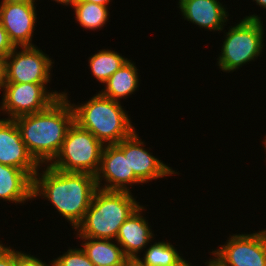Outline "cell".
Instances as JSON below:
<instances>
[{"label":"cell","instance_id":"cell-1","mask_svg":"<svg viewBox=\"0 0 266 266\" xmlns=\"http://www.w3.org/2000/svg\"><path fill=\"white\" fill-rule=\"evenodd\" d=\"M96 190V179L92 174L63 172L40 165L33 177L32 198L49 201L75 230L83 221Z\"/></svg>","mask_w":266,"mask_h":266},{"label":"cell","instance_id":"cell-2","mask_svg":"<svg viewBox=\"0 0 266 266\" xmlns=\"http://www.w3.org/2000/svg\"><path fill=\"white\" fill-rule=\"evenodd\" d=\"M68 95L65 91L45 110L14 119L28 152L39 165H49L54 160L75 122Z\"/></svg>","mask_w":266,"mask_h":266},{"label":"cell","instance_id":"cell-3","mask_svg":"<svg viewBox=\"0 0 266 266\" xmlns=\"http://www.w3.org/2000/svg\"><path fill=\"white\" fill-rule=\"evenodd\" d=\"M132 194L97 188L75 237L115 240L119 227L141 205Z\"/></svg>","mask_w":266,"mask_h":266},{"label":"cell","instance_id":"cell-4","mask_svg":"<svg viewBox=\"0 0 266 266\" xmlns=\"http://www.w3.org/2000/svg\"><path fill=\"white\" fill-rule=\"evenodd\" d=\"M71 104L75 122L90 131L103 145L118 144L136 131L128 111L121 105L123 103L104 97L99 92L85 103Z\"/></svg>","mask_w":266,"mask_h":266},{"label":"cell","instance_id":"cell-5","mask_svg":"<svg viewBox=\"0 0 266 266\" xmlns=\"http://www.w3.org/2000/svg\"><path fill=\"white\" fill-rule=\"evenodd\" d=\"M261 19L260 15L249 13L235 26L227 28L228 32L224 34V41L220 44V55L216 59L220 71L234 72L262 56L266 29Z\"/></svg>","mask_w":266,"mask_h":266},{"label":"cell","instance_id":"cell-6","mask_svg":"<svg viewBox=\"0 0 266 266\" xmlns=\"http://www.w3.org/2000/svg\"><path fill=\"white\" fill-rule=\"evenodd\" d=\"M104 145L76 122L69 128L62 146L49 166L63 172L96 175Z\"/></svg>","mask_w":266,"mask_h":266},{"label":"cell","instance_id":"cell-7","mask_svg":"<svg viewBox=\"0 0 266 266\" xmlns=\"http://www.w3.org/2000/svg\"><path fill=\"white\" fill-rule=\"evenodd\" d=\"M48 83H6L0 102V113L6 119L41 112L65 95L64 91L48 90Z\"/></svg>","mask_w":266,"mask_h":266},{"label":"cell","instance_id":"cell-8","mask_svg":"<svg viewBox=\"0 0 266 266\" xmlns=\"http://www.w3.org/2000/svg\"><path fill=\"white\" fill-rule=\"evenodd\" d=\"M211 250L214 266H266V228L231 234L224 244Z\"/></svg>","mask_w":266,"mask_h":266},{"label":"cell","instance_id":"cell-9","mask_svg":"<svg viewBox=\"0 0 266 266\" xmlns=\"http://www.w3.org/2000/svg\"><path fill=\"white\" fill-rule=\"evenodd\" d=\"M53 64L37 45L15 47L6 56V83H51Z\"/></svg>","mask_w":266,"mask_h":266},{"label":"cell","instance_id":"cell-10","mask_svg":"<svg viewBox=\"0 0 266 266\" xmlns=\"http://www.w3.org/2000/svg\"><path fill=\"white\" fill-rule=\"evenodd\" d=\"M95 179L97 188L103 190L132 192L130 188L143 185L134 173H129L128 138L118 144L104 145Z\"/></svg>","mask_w":266,"mask_h":266},{"label":"cell","instance_id":"cell-11","mask_svg":"<svg viewBox=\"0 0 266 266\" xmlns=\"http://www.w3.org/2000/svg\"><path fill=\"white\" fill-rule=\"evenodd\" d=\"M37 1L15 0L0 2V22L15 47L36 46L33 44L37 27Z\"/></svg>","mask_w":266,"mask_h":266},{"label":"cell","instance_id":"cell-12","mask_svg":"<svg viewBox=\"0 0 266 266\" xmlns=\"http://www.w3.org/2000/svg\"><path fill=\"white\" fill-rule=\"evenodd\" d=\"M139 132L135 131L128 137V163L129 173L134 175L143 183L152 182L161 178L181 173L169 167L167 163L161 161L157 156L150 152L151 148L146 149L144 139L139 137Z\"/></svg>","mask_w":266,"mask_h":266},{"label":"cell","instance_id":"cell-13","mask_svg":"<svg viewBox=\"0 0 266 266\" xmlns=\"http://www.w3.org/2000/svg\"><path fill=\"white\" fill-rule=\"evenodd\" d=\"M0 163L25 171L32 179L40 165L28 152L13 119H0Z\"/></svg>","mask_w":266,"mask_h":266},{"label":"cell","instance_id":"cell-14","mask_svg":"<svg viewBox=\"0 0 266 266\" xmlns=\"http://www.w3.org/2000/svg\"><path fill=\"white\" fill-rule=\"evenodd\" d=\"M177 5L182 19L206 31L223 32L230 20L228 8L219 0H178Z\"/></svg>","mask_w":266,"mask_h":266},{"label":"cell","instance_id":"cell-15","mask_svg":"<svg viewBox=\"0 0 266 266\" xmlns=\"http://www.w3.org/2000/svg\"><path fill=\"white\" fill-rule=\"evenodd\" d=\"M144 205H140L119 227L115 241L121 246L128 259H137L150 242H154L155 234L143 212Z\"/></svg>","mask_w":266,"mask_h":266},{"label":"cell","instance_id":"cell-16","mask_svg":"<svg viewBox=\"0 0 266 266\" xmlns=\"http://www.w3.org/2000/svg\"><path fill=\"white\" fill-rule=\"evenodd\" d=\"M33 179L23 170L0 163V200L25 204L32 198Z\"/></svg>","mask_w":266,"mask_h":266},{"label":"cell","instance_id":"cell-17","mask_svg":"<svg viewBox=\"0 0 266 266\" xmlns=\"http://www.w3.org/2000/svg\"><path fill=\"white\" fill-rule=\"evenodd\" d=\"M134 61L128 59L109 79L103 84L104 88L99 93L107 98L121 102L130 95L135 94L140 86V72ZM139 72V73H138Z\"/></svg>","mask_w":266,"mask_h":266},{"label":"cell","instance_id":"cell-18","mask_svg":"<svg viewBox=\"0 0 266 266\" xmlns=\"http://www.w3.org/2000/svg\"><path fill=\"white\" fill-rule=\"evenodd\" d=\"M81 248L95 266H124L128 258L115 240L76 237Z\"/></svg>","mask_w":266,"mask_h":266},{"label":"cell","instance_id":"cell-19","mask_svg":"<svg viewBox=\"0 0 266 266\" xmlns=\"http://www.w3.org/2000/svg\"><path fill=\"white\" fill-rule=\"evenodd\" d=\"M144 252L142 257H137L144 266H180L186 260L170 241L164 239L150 243Z\"/></svg>","mask_w":266,"mask_h":266},{"label":"cell","instance_id":"cell-20","mask_svg":"<svg viewBox=\"0 0 266 266\" xmlns=\"http://www.w3.org/2000/svg\"><path fill=\"white\" fill-rule=\"evenodd\" d=\"M111 49H100L88 57L91 75L102 85L128 60L124 55Z\"/></svg>","mask_w":266,"mask_h":266},{"label":"cell","instance_id":"cell-21","mask_svg":"<svg viewBox=\"0 0 266 266\" xmlns=\"http://www.w3.org/2000/svg\"><path fill=\"white\" fill-rule=\"evenodd\" d=\"M72 8L74 19L85 30H101L109 22L110 8L107 6L77 0Z\"/></svg>","mask_w":266,"mask_h":266},{"label":"cell","instance_id":"cell-22","mask_svg":"<svg viewBox=\"0 0 266 266\" xmlns=\"http://www.w3.org/2000/svg\"><path fill=\"white\" fill-rule=\"evenodd\" d=\"M52 266H95L80 248L68 247L62 255L53 258Z\"/></svg>","mask_w":266,"mask_h":266},{"label":"cell","instance_id":"cell-23","mask_svg":"<svg viewBox=\"0 0 266 266\" xmlns=\"http://www.w3.org/2000/svg\"><path fill=\"white\" fill-rule=\"evenodd\" d=\"M15 266H52V260L47 264L43 259L41 260L39 257H36L31 253L16 250Z\"/></svg>","mask_w":266,"mask_h":266},{"label":"cell","instance_id":"cell-24","mask_svg":"<svg viewBox=\"0 0 266 266\" xmlns=\"http://www.w3.org/2000/svg\"><path fill=\"white\" fill-rule=\"evenodd\" d=\"M16 265V249L10 245H5L0 250V266H15Z\"/></svg>","mask_w":266,"mask_h":266},{"label":"cell","instance_id":"cell-25","mask_svg":"<svg viewBox=\"0 0 266 266\" xmlns=\"http://www.w3.org/2000/svg\"><path fill=\"white\" fill-rule=\"evenodd\" d=\"M14 48L15 46L0 22V56L6 57Z\"/></svg>","mask_w":266,"mask_h":266},{"label":"cell","instance_id":"cell-26","mask_svg":"<svg viewBox=\"0 0 266 266\" xmlns=\"http://www.w3.org/2000/svg\"><path fill=\"white\" fill-rule=\"evenodd\" d=\"M6 84V57L0 56V91Z\"/></svg>","mask_w":266,"mask_h":266},{"label":"cell","instance_id":"cell-27","mask_svg":"<svg viewBox=\"0 0 266 266\" xmlns=\"http://www.w3.org/2000/svg\"><path fill=\"white\" fill-rule=\"evenodd\" d=\"M78 1L90 2V3H95V4L102 5V6L110 7L109 4H111L110 2L113 0H78Z\"/></svg>","mask_w":266,"mask_h":266},{"label":"cell","instance_id":"cell-28","mask_svg":"<svg viewBox=\"0 0 266 266\" xmlns=\"http://www.w3.org/2000/svg\"><path fill=\"white\" fill-rule=\"evenodd\" d=\"M51 1H55L57 4H60V5H62L63 4V6L65 7V6H70V7H72L74 4H75V2L77 1V0H51Z\"/></svg>","mask_w":266,"mask_h":266},{"label":"cell","instance_id":"cell-29","mask_svg":"<svg viewBox=\"0 0 266 266\" xmlns=\"http://www.w3.org/2000/svg\"><path fill=\"white\" fill-rule=\"evenodd\" d=\"M206 262H204L205 266H214L213 265V261H212V258H209V260H204ZM180 266H196V265H192V263L187 260H185Z\"/></svg>","mask_w":266,"mask_h":266},{"label":"cell","instance_id":"cell-30","mask_svg":"<svg viewBox=\"0 0 266 266\" xmlns=\"http://www.w3.org/2000/svg\"><path fill=\"white\" fill-rule=\"evenodd\" d=\"M124 266H144L137 259H128Z\"/></svg>","mask_w":266,"mask_h":266},{"label":"cell","instance_id":"cell-31","mask_svg":"<svg viewBox=\"0 0 266 266\" xmlns=\"http://www.w3.org/2000/svg\"><path fill=\"white\" fill-rule=\"evenodd\" d=\"M253 2L256 3V5L261 8L266 9V0H252Z\"/></svg>","mask_w":266,"mask_h":266},{"label":"cell","instance_id":"cell-32","mask_svg":"<svg viewBox=\"0 0 266 266\" xmlns=\"http://www.w3.org/2000/svg\"><path fill=\"white\" fill-rule=\"evenodd\" d=\"M262 143H263L262 145H263V147H264L265 154H266V134H265V137H264ZM265 156H266V155H265ZM265 162H266V161H265Z\"/></svg>","mask_w":266,"mask_h":266},{"label":"cell","instance_id":"cell-33","mask_svg":"<svg viewBox=\"0 0 266 266\" xmlns=\"http://www.w3.org/2000/svg\"><path fill=\"white\" fill-rule=\"evenodd\" d=\"M5 246V244L2 243V241H0V250Z\"/></svg>","mask_w":266,"mask_h":266}]
</instances>
